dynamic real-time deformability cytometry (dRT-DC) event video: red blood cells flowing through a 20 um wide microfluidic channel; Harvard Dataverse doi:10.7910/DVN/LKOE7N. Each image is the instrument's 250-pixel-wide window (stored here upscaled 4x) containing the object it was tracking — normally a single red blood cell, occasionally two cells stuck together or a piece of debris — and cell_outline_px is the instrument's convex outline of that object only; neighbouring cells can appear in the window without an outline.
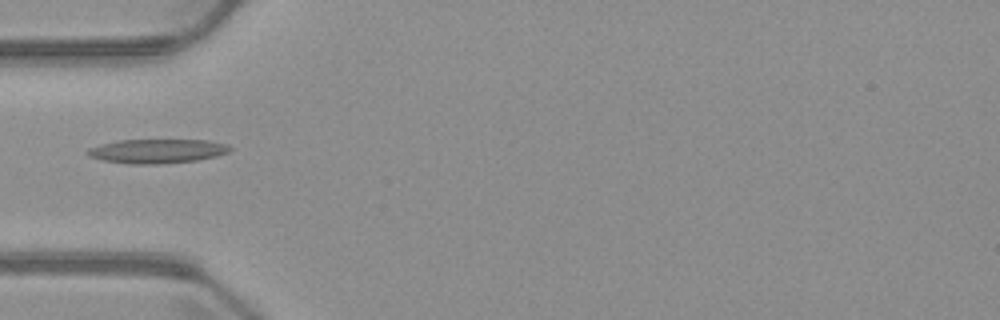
{"species": "common noctule bat (a hibernating species)", "species_latin": "Nyctalus noctula", "temperature_condition": "warm", "stored_images_in_passage": 5, "camera_frame_rate_fps": 3000, "um_per_image_px": 0.085, "animal": {"sex": "male", "body_mass_g": 23.1, "forearm_length_mm": 52.7}, "frame": {"image": 1, "passage_image": 5, "time_ms": 4.667, "image_size_px": [1000, 320], "cell_outline_px": [[232, 148], [228, 152], [216, 156], [196, 160], [156, 164], [128, 164], [104, 160], [88, 156], [84, 152], [88, 148], [100, 144], [120, 140], [208, 140], [228, 144]], "centroid_in_image_um": [13.33, 12.84], "position_along_channel_um": 71.7, "area_um2": 20.06}}